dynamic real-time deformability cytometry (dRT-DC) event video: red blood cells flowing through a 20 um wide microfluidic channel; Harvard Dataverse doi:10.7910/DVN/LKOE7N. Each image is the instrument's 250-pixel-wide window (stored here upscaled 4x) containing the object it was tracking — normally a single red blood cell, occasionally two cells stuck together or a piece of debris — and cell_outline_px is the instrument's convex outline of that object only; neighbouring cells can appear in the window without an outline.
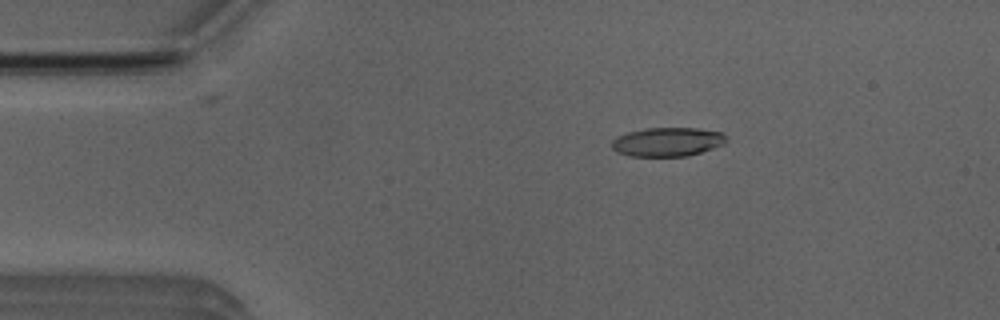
{"species": "Egyptian fruit bat (a non-hibernating species)", "species_latin": "Rousettus aegyptiacus", "temperature_condition": "room temperature", "stored_images_in_passage": 52, "camera_frame_rate_fps": 3000, "um_per_image_px": 0.085, "animal": {"sex": "male"}, "frame": {"image": 1, "passage_image": 9, "time_ms": 2.667, "image_size_px": [1000, 320], "cell_outline_px": [[728, 140], [724, 144], [688, 156], [628, 156], [616, 152], [612, 148], [612, 140], [616, 136], [628, 132], [644, 128], [696, 128], [720, 132], [728, 136]], "centroid_in_image_um": [56.72, 12.06], "position_along_channel_um": 28.3, "area_um2": 19.42}}
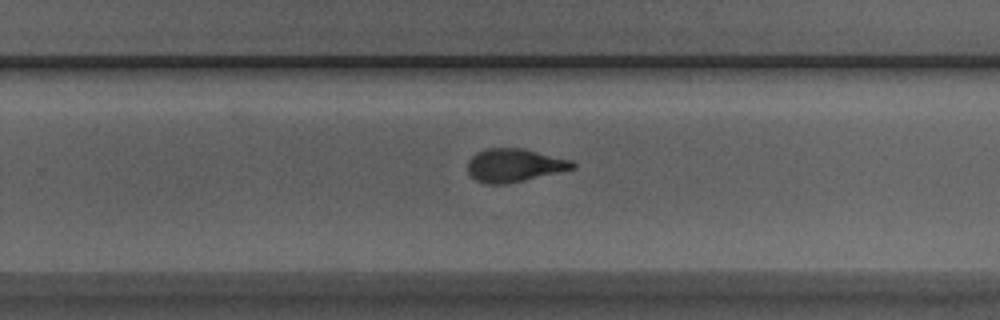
{"frame": {"image": 2, "passage_image": 33, "time_ms": 10.667, "image_size_px": [1000, 320], "cell_outline_px": [[576, 168], [508, 184], [484, 184], [476, 180], [468, 172], [468, 160], [476, 152], [488, 148], [520, 148], [572, 160], [576, 164]], "centroid_in_image_um": [43.71, 14.06], "position_along_channel_um": 286.1, "area_um2": 20.29}}
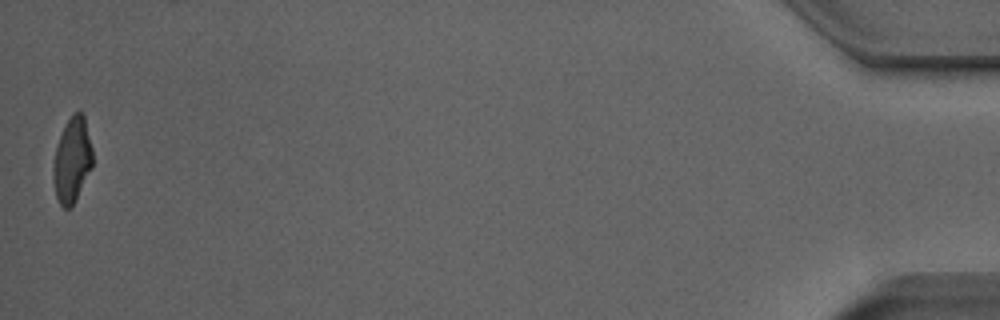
{"frame": {"image": 3, "passage_image": 52, "time_ms": 17.0, "image_size_px": [1000, 320], "cell_outline_px": [[92, 168], [76, 200], [68, 208], [64, 208], [60, 204], [56, 196], [52, 172], [52, 164], [56, 148], [60, 136], [72, 112], [84, 112], [92, 148]], "centroid_in_image_um": [6.14, 13.59], "position_along_channel_um": 429.1, "area_um2": 19.54}, "authors_computed_cell_mechanics": {"area_um2": 20.3167, "velocity_mm_per_s": 3.8774, "shape_relaxation_time_tau1_ms": 5.6069, "shape_relaxation_time_tau2_ms": 1.2216, "deformation_change_tau1": 0.1999, "deformation_change_tau2": 0.0908}}